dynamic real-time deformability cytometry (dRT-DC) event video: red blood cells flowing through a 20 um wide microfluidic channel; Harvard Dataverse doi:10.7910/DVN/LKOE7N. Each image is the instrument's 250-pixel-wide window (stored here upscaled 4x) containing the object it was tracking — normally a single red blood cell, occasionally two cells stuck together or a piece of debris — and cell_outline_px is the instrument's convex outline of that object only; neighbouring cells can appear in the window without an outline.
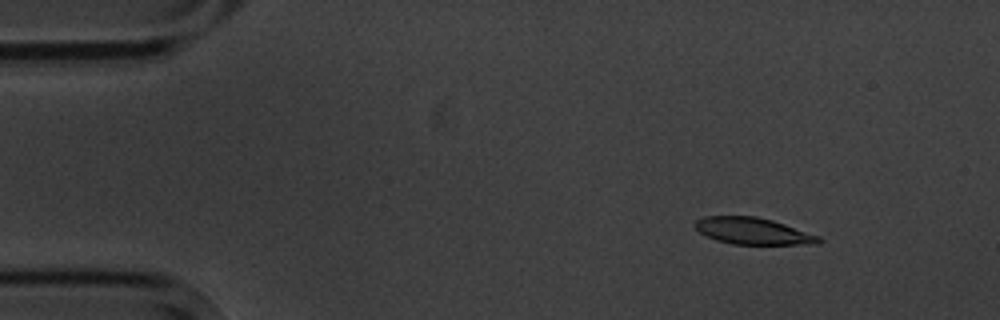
{"species": "common noctule bat (a hibernating species)", "species_latin": "Nyctalus noctula", "temperature_condition": "cold", "stored_images_in_passage": 5, "camera_frame_rate_fps": 3000, "um_per_image_px": 0.085, "animal": {"sex": "male", "body_mass_g": 20.1, "forearm_length_mm": 53.5}, "frame": {"image": 1, "passage_image": 2, "time_ms": 1.0, "image_size_px": [1000, 320], "cell_outline_px": [[824, 240], [820, 244], [732, 244], [716, 240], [700, 232], [692, 224], [696, 220], [704, 216], [756, 216], [772, 220], [820, 236]], "centroid_in_image_um": [64.01, 19.64], "position_along_channel_um": 21.0, "area_um2": 19.25}}
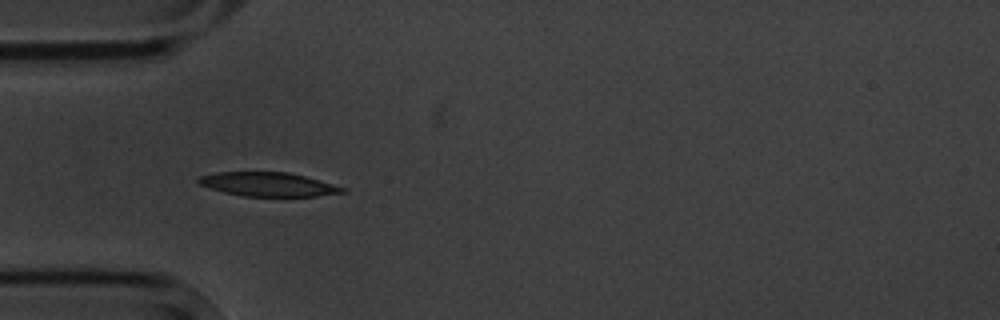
{"frame": {"image": 2, "passage_image": 5, "time_ms": 4.333, "image_size_px": [1000, 320], "cell_outline_px": [[348, 192], [316, 196], [244, 196], [224, 192], [200, 184], [196, 180], [200, 176], [216, 172], [288, 172], [304, 176], [348, 188]], "centroid_in_image_um": [22.84, 15.67], "position_along_channel_um": 62.2, "area_um2": 20.0}}